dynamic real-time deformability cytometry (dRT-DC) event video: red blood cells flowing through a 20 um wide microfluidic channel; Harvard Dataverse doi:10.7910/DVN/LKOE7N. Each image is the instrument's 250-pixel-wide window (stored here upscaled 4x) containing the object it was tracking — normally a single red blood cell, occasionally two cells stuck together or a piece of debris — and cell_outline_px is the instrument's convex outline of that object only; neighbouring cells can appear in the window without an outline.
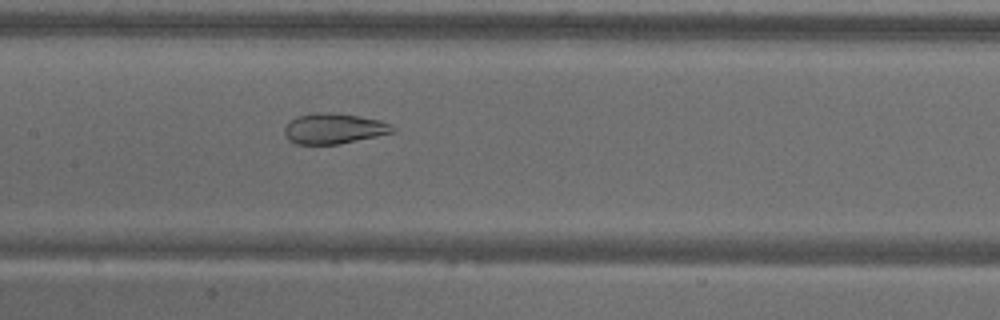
{"species": "common noctule bat (a hibernating species)", "species_latin": "Nyctalus noctula", "temperature_condition": "warm", "stored_images_in_passage": 56, "camera_frame_rate_fps": 3000, "um_per_image_px": 0.085, "animal": {"sex": "male", "body_mass_g": 18.8}, "frame": {"image": 1, "passage_image": 27, "time_ms": 8.667, "image_size_px": [1000, 320], "cell_outline_px": [[396, 132], [340, 144], [296, 144], [288, 140], [284, 132], [284, 128], [296, 116], [320, 112], [336, 112], [360, 116], [380, 120], [392, 124], [396, 128]], "centroid_in_image_um": [28.42, 10.92], "position_along_channel_um": 179.0, "area_um2": 19.42}}
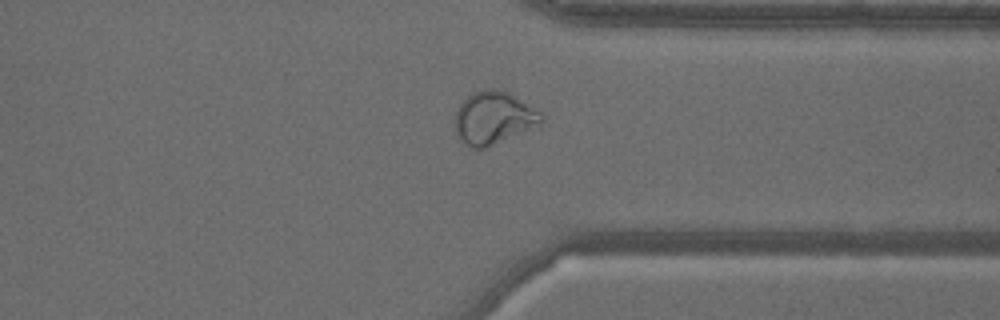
{"frame": {"image": 2, "passage_image": 43, "time_ms": 14.0, "image_size_px": [1000, 320], "cell_outline_px": [[544, 120], [540, 124], [484, 148], [472, 148], [464, 144], [456, 136], [456, 108], [472, 92], [492, 88], [508, 92], [540, 112], [544, 116]], "centroid_in_image_um": [41.93, 10.02], "position_along_channel_um": 369.5, "area_um2": 26.07}}
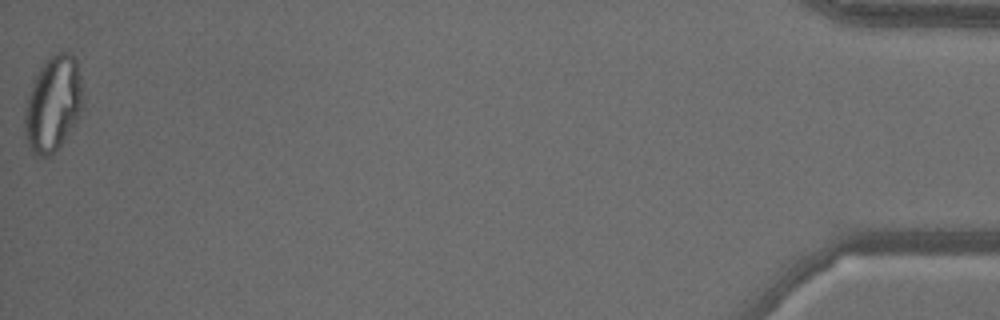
{"frame": {"image": 3, "passage_image": 56, "time_ms": 18.333, "image_size_px": [1000, 320], "cell_outline_px": [[80, 112], [76, 120], [60, 144], [48, 156], [36, 156], [28, 148], [24, 136], [24, 100], [36, 72], [44, 60], [52, 52], [68, 48], [76, 56], [80, 80]], "centroid_in_image_um": [4.43, 8.72], "position_along_channel_um": 430.8, "area_um2": 32.77}}